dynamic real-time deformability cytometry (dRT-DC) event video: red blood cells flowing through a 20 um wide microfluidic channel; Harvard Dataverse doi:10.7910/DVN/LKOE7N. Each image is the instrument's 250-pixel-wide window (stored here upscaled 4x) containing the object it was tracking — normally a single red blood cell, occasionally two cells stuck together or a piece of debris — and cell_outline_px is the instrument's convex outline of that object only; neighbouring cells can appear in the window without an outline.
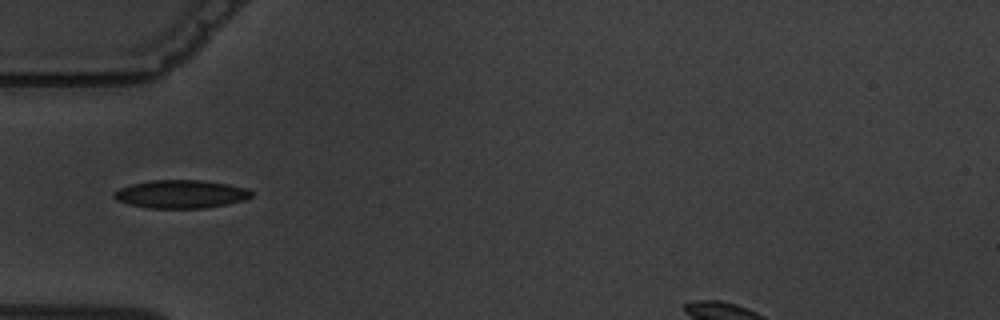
{"species": "common noctule bat (a hibernating species)", "species_latin": "Nyctalus noctula", "temperature_condition": "warm", "stored_images_in_passage": 11, "camera_frame_rate_fps": 3000, "um_per_image_px": 0.085, "animal": {"sex": "male", "body_mass_g": 19.5, "forearm_length_mm": 54.6}, "frame": {"image": 1, "passage_image": 1, "time_ms": 0.0, "image_size_px": [1000, 320], "cell_outline_px": [[252, 196], [244, 200], [228, 204], [208, 208], [148, 208], [128, 204], [116, 200], [112, 196], [112, 192], [120, 188], [132, 184], [148, 180], [200, 180], [228, 184], [248, 188], [252, 192]], "centroid_in_image_um": [15.36, 16.5], "position_along_channel_um": 69.6, "area_um2": 22.77}}
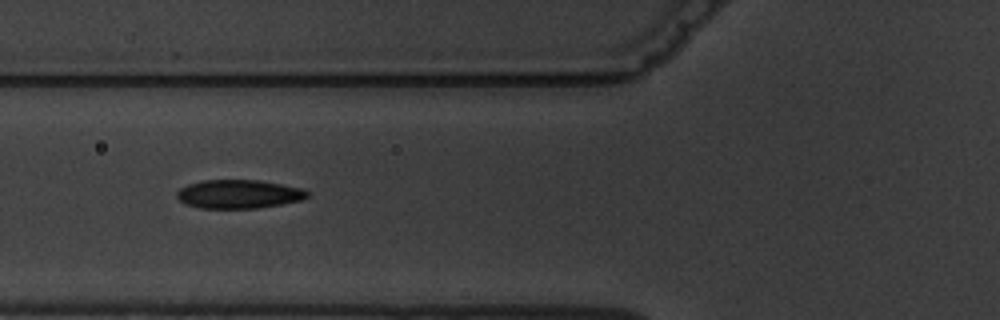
{"frame": {"image": 2, "passage_image": 2, "time_ms": 1.0, "image_size_px": [1000, 320], "cell_outline_px": [[308, 196], [304, 200], [256, 208], [200, 208], [188, 204], [180, 200], [176, 196], [176, 192], [180, 188], [188, 184], [200, 180], [260, 180], [300, 188], [308, 192]], "centroid_in_image_um": [20.28, 16.49], "position_along_channel_um": 105.5, "area_um2": 21.68}, "authors_computed_cell_mechanics": {"area_um2": 21.7328, "velocity_mm_per_s": 3.5947, "shape_relaxation_time_tau1_ms": 4.2019, "shape_relaxation_time_tau2_ms": 1.5868, "deformation_change_tau1": 0.1444, "deformation_change_tau2": 0.0517}}